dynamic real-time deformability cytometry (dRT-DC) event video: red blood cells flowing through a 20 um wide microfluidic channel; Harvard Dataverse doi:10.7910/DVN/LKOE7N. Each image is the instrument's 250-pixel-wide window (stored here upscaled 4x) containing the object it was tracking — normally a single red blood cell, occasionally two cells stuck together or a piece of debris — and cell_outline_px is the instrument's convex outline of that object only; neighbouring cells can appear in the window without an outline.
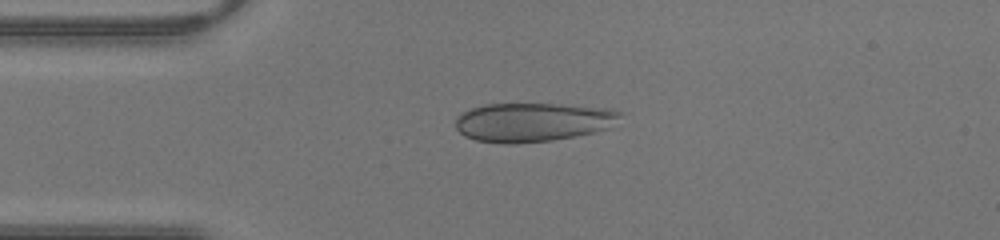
{"species": "human", "species_latin": "Homo sapiens", "temperature_condition": "warm", "stored_images_in_passage": 41, "camera_frame_rate_fps": 3000, "um_per_image_px": 0.085, "donor": {"sex": "male"}, "frame": {"image": 1, "passage_image": 9, "time_ms": 2.667, "image_size_px": [1000, 240], "cell_outline_px": [[624, 112], [608, 128], [576, 136], [552, 140], [516, 144], [504, 144], [476, 140], [464, 136], [456, 128], [456, 120], [460, 112], [484, 104], [556, 104], [612, 108]], "centroid_in_image_um": [45.26, 10.38], "position_along_channel_um": 39.7, "area_um2": 37.45}}
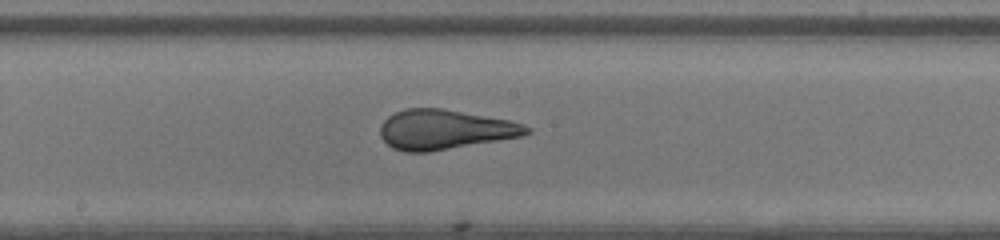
{"frame": {"image": 2, "passage_image": 21, "time_ms": 6.667, "image_size_px": [1000, 240], "cell_outline_px": [[532, 132], [520, 136], [428, 152], [404, 152], [392, 148], [380, 136], [380, 128], [384, 120], [388, 116], [404, 108], [440, 108], [508, 120], [524, 124], [532, 128]], "centroid_in_image_um": [37.77, 11.01], "position_along_channel_um": 210.4, "area_um2": 33.58}}
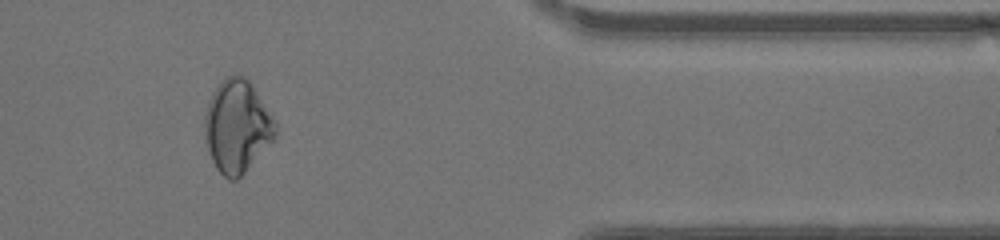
{"frame": {"image": 3, "passage_image": 34, "time_ms": 11.0, "image_size_px": [1000, 240], "cell_outline_px": [[276, 136], [244, 172], [236, 180], [228, 180], [216, 168], [212, 160], [204, 136], [204, 116], [212, 92], [220, 80], [224, 76], [236, 72], [244, 76], [248, 80], [276, 120]], "centroid_in_image_um": [20.13, 10.69], "position_along_channel_um": 391.3, "area_um2": 38.15}}